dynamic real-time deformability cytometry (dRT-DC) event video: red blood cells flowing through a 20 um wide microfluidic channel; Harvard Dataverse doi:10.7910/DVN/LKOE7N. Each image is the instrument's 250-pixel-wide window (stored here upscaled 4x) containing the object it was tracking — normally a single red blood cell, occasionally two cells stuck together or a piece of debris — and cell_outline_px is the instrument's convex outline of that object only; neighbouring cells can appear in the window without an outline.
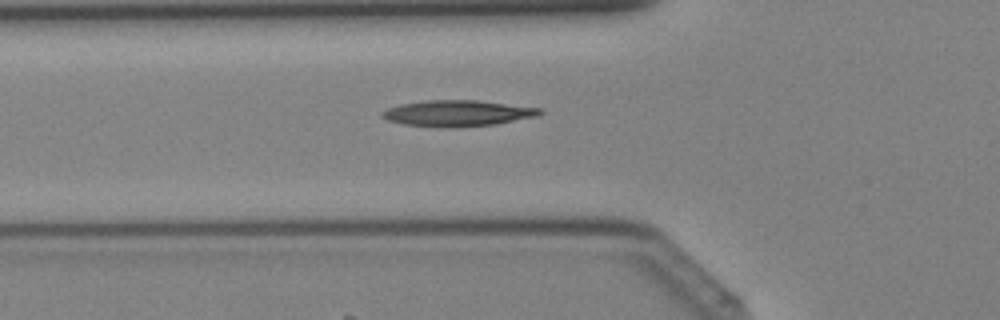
{"species": "Egyptian fruit bat (a non-hibernating species)", "species_latin": "Rousettus aegyptiacus", "temperature_condition": "cold", "stored_images_in_passage": 30, "camera_frame_rate_fps": 3000, "um_per_image_px": 0.085, "animal": {"sex": "female"}, "frame": {"image": 1, "passage_image": 4, "time_ms": 1.0, "image_size_px": [1000, 320], "cell_outline_px": [[544, 112], [536, 116], [496, 124], [404, 124], [388, 120], [380, 116], [380, 112], [388, 108], [400, 104], [424, 100], [476, 100], [544, 108]], "centroid_in_image_um": [38.94, 9.56], "position_along_channel_um": 86.9, "area_um2": 22.72}}
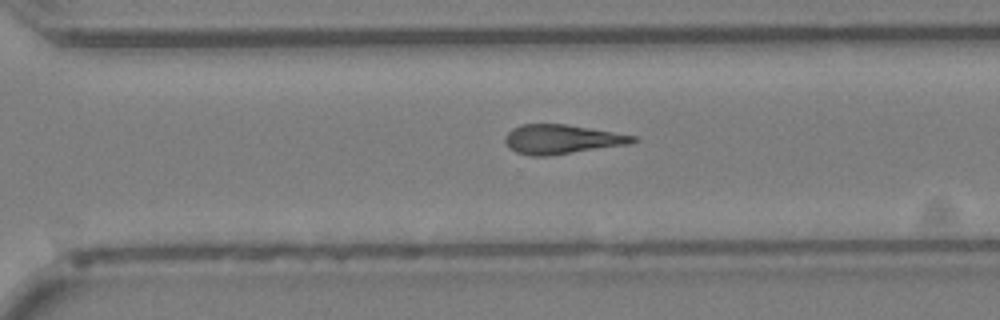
{"frame": {"image": 2, "passage_image": 18, "time_ms": 5.667, "image_size_px": [1000, 320], "cell_outline_px": [[640, 140], [632, 144], [548, 156], [532, 156], [516, 152], [504, 140], [508, 132], [512, 128], [520, 124], [568, 124], [636, 136]], "centroid_in_image_um": [47.8, 11.83], "position_along_channel_um": 322.8, "area_um2": 21.91}}
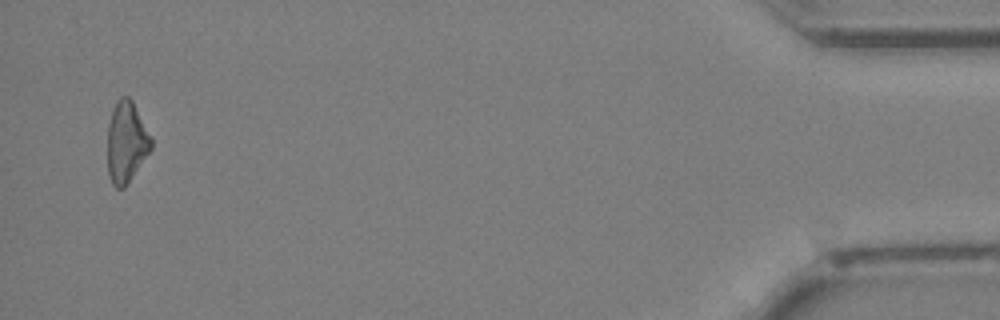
{"frame": {"image": 3, "passage_image": 29, "time_ms": 9.333, "image_size_px": [1000, 320], "cell_outline_px": [[152, 148], [124, 188], [116, 188], [112, 184], [108, 172], [108, 124], [112, 108], [116, 100], [120, 96], [128, 96], [132, 100], [152, 140]], "centroid_in_image_um": [10.72, 12.06], "position_along_channel_um": 424.5, "area_um2": 20.46}}